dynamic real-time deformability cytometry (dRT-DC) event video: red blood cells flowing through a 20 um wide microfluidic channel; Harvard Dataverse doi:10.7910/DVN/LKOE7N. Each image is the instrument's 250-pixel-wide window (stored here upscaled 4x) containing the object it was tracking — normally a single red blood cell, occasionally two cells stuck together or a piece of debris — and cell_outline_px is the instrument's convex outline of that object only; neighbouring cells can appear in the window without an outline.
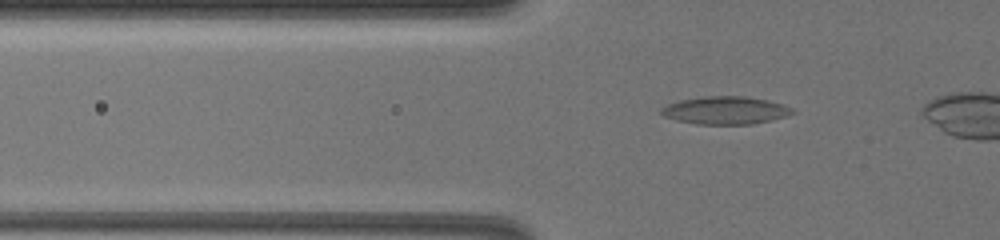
{"species": "common noctule bat (a hibernating species)", "species_latin": "Nyctalus noctula", "temperature_condition": "warm", "stored_images_in_passage": 46, "camera_frame_rate_fps": 3000, "um_per_image_px": 0.085, "animal": {"sex": "female", "body_mass_g": 19.5, "forearm_length_mm": 54.1}, "frame": {"image": 1, "passage_image": 12, "time_ms": 3.667, "image_size_px": [1000, 240], "cell_outline_px": [[796, 112], [772, 120], [752, 124], [696, 124], [676, 120], [664, 116], [660, 112], [660, 108], [668, 104], [680, 100], [704, 96], [744, 96], [768, 100], [784, 104], [792, 108]], "centroid_in_image_um": [61.66, 9.37], "position_along_channel_um": 64.1, "area_um2": 21.27}}
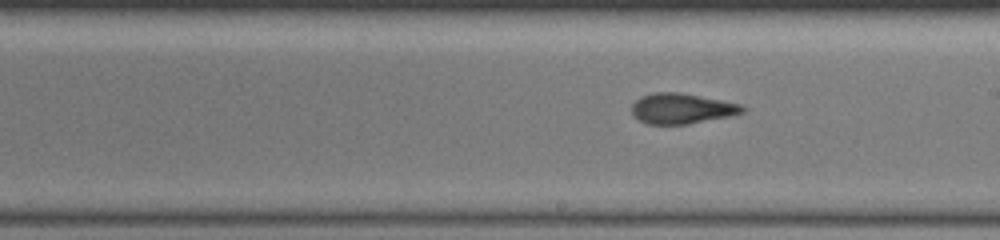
{"frame": {"image": 2, "passage_image": 28, "time_ms": 9.0, "image_size_px": [1000, 240], "cell_outline_px": [[748, 108], [744, 112], [728, 116], [688, 124], [648, 124], [632, 116], [632, 104], [640, 96], [652, 92], [680, 92], [740, 104]], "centroid_in_image_um": [57.92, 9.22], "position_along_channel_um": 231.1, "area_um2": 19.59}}
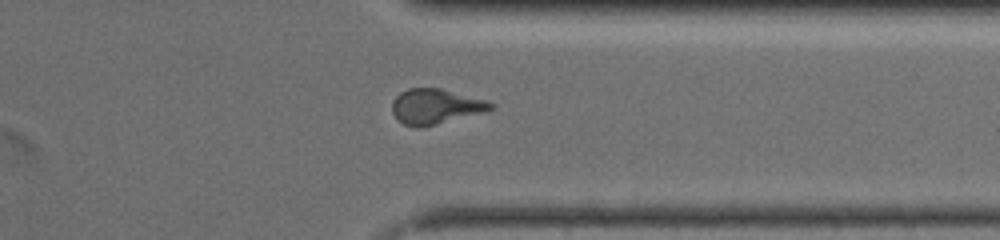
{"frame": {"image": 3, "passage_image": 41, "time_ms": 13.333, "image_size_px": [1000, 240], "cell_outline_px": [[496, 104], [492, 108], [480, 112], [436, 124], [420, 128], [416, 128], [404, 124], [396, 120], [392, 112], [392, 100], [400, 92], [408, 88], [440, 88], [484, 100]], "centroid_in_image_um": [36.92, 9.05], "position_along_channel_um": 374.5, "area_um2": 19.88}}